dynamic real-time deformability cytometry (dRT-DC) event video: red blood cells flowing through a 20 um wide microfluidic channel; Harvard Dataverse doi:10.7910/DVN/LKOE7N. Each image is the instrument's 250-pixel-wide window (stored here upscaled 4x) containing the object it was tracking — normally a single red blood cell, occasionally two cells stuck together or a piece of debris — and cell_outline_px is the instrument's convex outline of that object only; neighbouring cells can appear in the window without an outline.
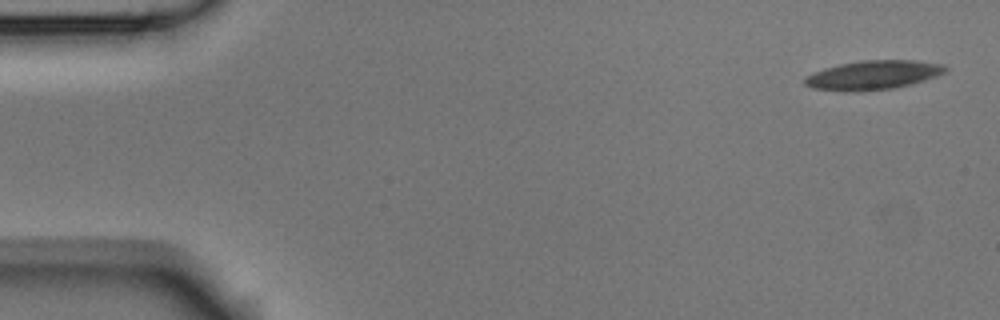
{"species": "Egyptian fruit bat (a non-hibernating species)", "species_latin": "Rousettus aegyptiacus", "temperature_condition": "room temperature", "stored_images_in_passage": 4, "camera_frame_rate_fps": 3000, "um_per_image_px": 0.085, "animal": {"sex": "male"}, "frame": {"image": 1, "passage_image": 1, "time_ms": 0.0, "image_size_px": [1000, 320], "cell_outline_px": [[948, 68], [944, 72], [936, 76], [912, 84], [892, 88], [860, 92], [844, 92], [812, 88], [804, 84], [804, 76], [824, 68], [840, 64], [860, 60], [916, 60], [944, 64]], "centroid_in_image_um": [74.18, 6.38], "position_along_channel_um": 10.8, "area_um2": 24.1}}
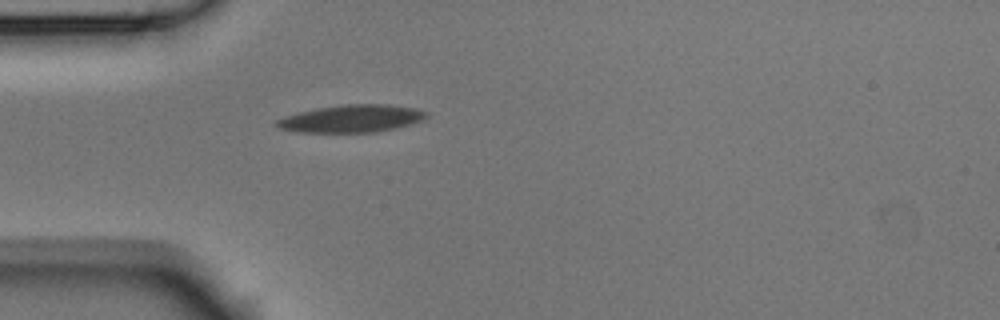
{"frame": {"image": 2, "passage_image": 4, "time_ms": 1.0, "image_size_px": [1000, 320], "cell_outline_px": [[428, 116], [420, 120], [396, 128], [376, 132], [296, 132], [280, 128], [276, 124], [276, 120], [300, 112], [316, 108], [344, 104], [388, 104], [412, 108], [428, 112]], "centroid_in_image_um": [29.89, 10.08], "position_along_channel_um": 55.1, "area_um2": 23.64}}